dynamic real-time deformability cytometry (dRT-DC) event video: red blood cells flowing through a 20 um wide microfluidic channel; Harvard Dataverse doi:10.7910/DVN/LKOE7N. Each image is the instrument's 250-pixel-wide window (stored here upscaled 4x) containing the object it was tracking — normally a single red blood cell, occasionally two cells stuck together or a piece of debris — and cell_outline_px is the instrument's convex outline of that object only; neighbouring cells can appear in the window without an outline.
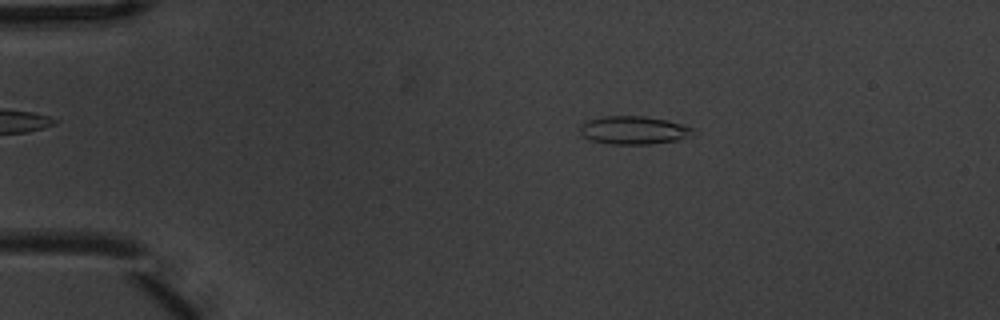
{"species": "common noctule bat (a hibernating species)", "species_latin": "Nyctalus noctula", "temperature_condition": "warm", "stored_images_in_passage": 4, "camera_frame_rate_fps": 3000, "um_per_image_px": 0.085, "animal": {"sex": "male", "body_mass_g": 20.1, "forearm_length_mm": 53.5}, "frame": {"image": 1, "passage_image": 2, "time_ms": 0.333, "image_size_px": [1000, 320], "cell_outline_px": [[700, 132], [676, 140], [652, 144], [612, 144], [588, 140], [580, 136], [580, 124], [588, 120], [604, 116], [644, 116], [668, 120], [696, 128]], "centroid_in_image_um": [53.88, 11.07], "position_along_channel_um": 31.1, "area_um2": 18.9}}